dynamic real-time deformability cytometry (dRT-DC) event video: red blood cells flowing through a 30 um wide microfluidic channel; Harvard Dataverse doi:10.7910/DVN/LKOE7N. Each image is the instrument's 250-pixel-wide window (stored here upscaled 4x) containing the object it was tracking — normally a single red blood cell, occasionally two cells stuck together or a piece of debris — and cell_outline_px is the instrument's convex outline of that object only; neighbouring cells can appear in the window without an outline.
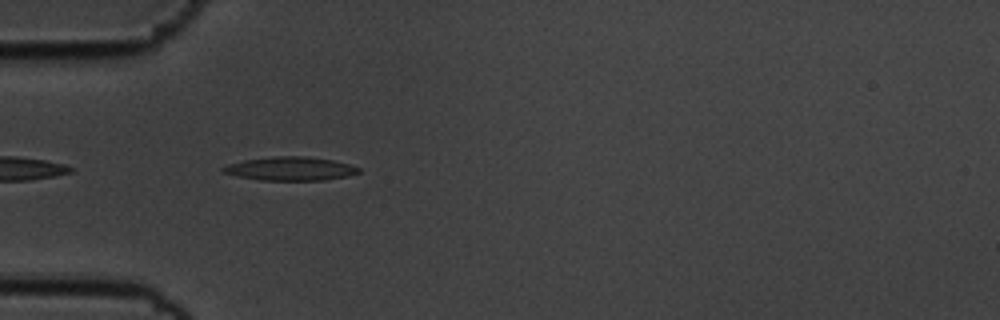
{"species": "common noctule bat (a hibernating species)", "species_latin": "Nyctalus noctula", "temperature_condition": "cold", "stored_images_in_passage": 24, "camera_frame_rate_fps": 3000, "um_per_image_px": 0.085, "animal": {"sex": "male", "body_mass_g": 19.5, "forearm_length_mm": 54.6}, "frame": {"image": 1, "passage_image": 4, "time_ms": 1.0, "image_size_px": [1000, 320], "cell_outline_px": [[360, 172], [348, 176], [324, 180], [260, 180], [236, 176], [220, 172], [220, 168], [228, 164], [244, 160], [276, 156], [304, 156], [332, 160], [348, 164], [360, 168]], "centroid_in_image_um": [24.64, 14.34], "position_along_channel_um": 60.4, "area_um2": 18.67}}
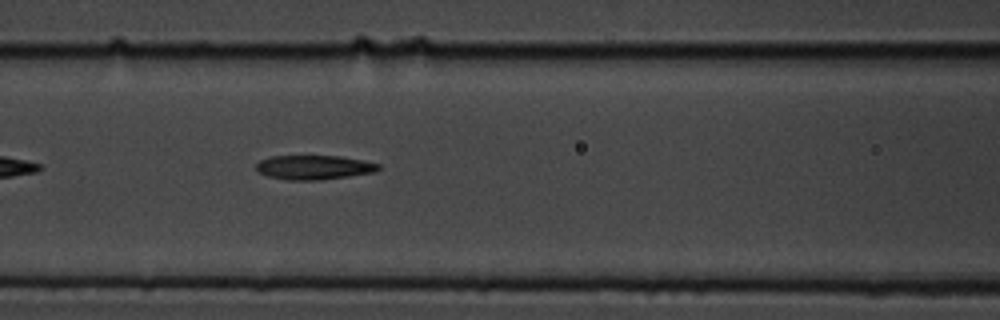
{"frame": {"image": 2, "passage_image": 11, "time_ms": 3.333, "image_size_px": [1000, 320], "cell_outline_px": [[380, 168], [372, 172], [348, 176], [320, 180], [288, 180], [268, 176], [260, 172], [256, 168], [256, 164], [260, 160], [272, 156], [340, 156], [364, 160], [380, 164]], "centroid_in_image_um": [26.68, 14.22], "position_along_channel_um": 139.9, "area_um2": 17.17}}
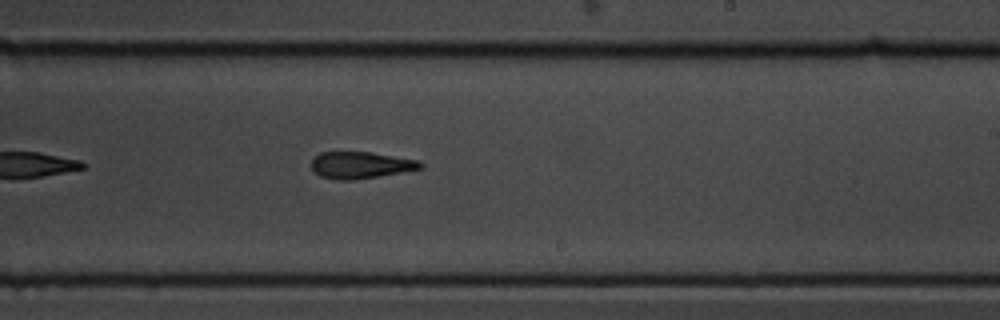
{"frame": {"image": 3, "passage_image": 21, "time_ms": 6.667, "image_size_px": [1000, 320], "cell_outline_px": [[424, 168], [352, 180], [336, 180], [320, 176], [312, 168], [312, 160], [320, 152], [368, 152], [420, 160], [424, 164]], "centroid_in_image_um": [30.67, 14.03], "position_along_channel_um": 258.3, "area_um2": 16.82}}